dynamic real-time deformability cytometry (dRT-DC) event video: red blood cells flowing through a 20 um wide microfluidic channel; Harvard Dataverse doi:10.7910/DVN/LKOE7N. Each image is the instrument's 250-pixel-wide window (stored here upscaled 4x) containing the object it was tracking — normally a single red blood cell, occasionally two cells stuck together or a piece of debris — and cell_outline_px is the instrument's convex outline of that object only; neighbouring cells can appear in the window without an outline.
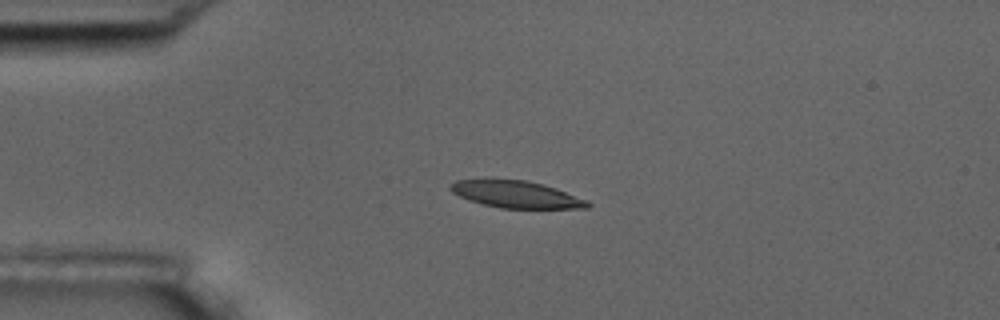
{"species": "common noctule bat (a hibernating species)", "species_latin": "Nyctalus noctula", "temperature_condition": "room temperature", "stored_images_in_passage": 44, "camera_frame_rate_fps": 3000, "um_per_image_px": 0.085, "animal": {"sex": "male", "body_mass_g": 17.5, "forearm_length_mm": 52.3}, "frame": {"image": 1, "passage_image": 1, "time_ms": 0.0, "image_size_px": [1000, 320], "cell_outline_px": [[592, 204], [588, 208], [500, 208], [484, 204], [460, 196], [452, 192], [448, 188], [448, 184], [456, 180], [524, 180], [544, 184], [556, 188], [588, 200]], "centroid_in_image_um": [43.91, 16.52], "position_along_channel_um": 41.1, "area_um2": 21.33}}
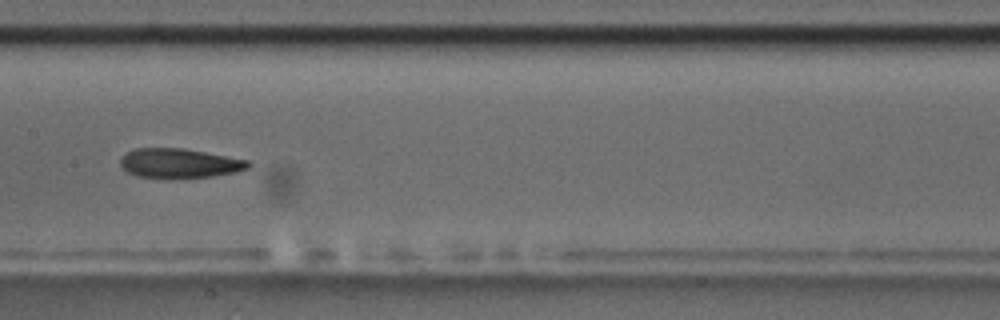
{"frame": {"image": 2, "passage_image": 16, "time_ms": 5.0, "image_size_px": [1000, 320], "cell_outline_px": [[252, 164], [248, 168], [236, 172], [212, 176], [136, 176], [128, 172], [120, 164], [120, 156], [132, 148], [184, 148], [248, 160]], "centroid_in_image_um": [15.24, 13.83], "position_along_channel_um": 192.2, "area_um2": 21.44}}
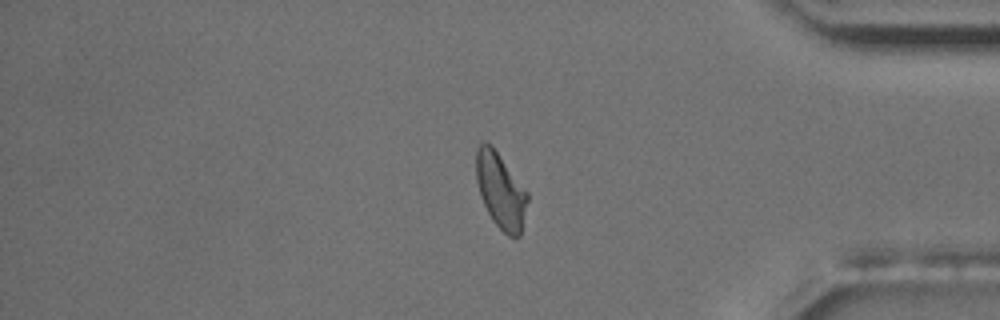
{"frame": {"image": 3, "passage_image": 35, "time_ms": 11.333, "image_size_px": [1000, 320], "cell_outline_px": [[528, 200], [520, 236], [508, 236], [492, 220], [480, 196], [476, 180], [476, 148], [480, 144], [492, 144], [528, 192]], "centroid_in_image_um": [42.55, 16.19], "position_along_channel_um": 392.6, "area_um2": 22.48}, "authors_computed_cell_mechanics": {"area_um2": 22.7154, "velocity_mm_per_s": 3.5533, "shape_relaxation_time_tau1_ms": 3.2252, "shape_relaxation_time_tau2_ms": 3.0742, "deformation_change_tau1": 0.1504, "deformation_change_tau2": 0.1083}}